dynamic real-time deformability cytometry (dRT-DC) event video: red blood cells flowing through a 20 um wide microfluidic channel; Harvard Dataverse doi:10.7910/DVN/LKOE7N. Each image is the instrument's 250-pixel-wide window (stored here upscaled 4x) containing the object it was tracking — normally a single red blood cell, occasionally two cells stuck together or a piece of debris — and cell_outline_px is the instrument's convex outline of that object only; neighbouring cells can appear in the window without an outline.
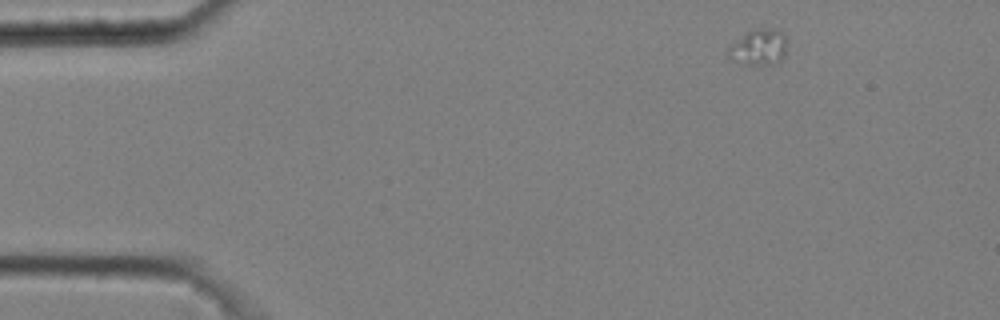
{"species": "common noctule bat (a hibernating species)", "species_latin": "Nyctalus noctula", "temperature_condition": "cold", "stored_images_in_passage": 6, "camera_frame_rate_fps": 3000, "um_per_image_px": 0.085, "animal": {"sex": "male", "body_mass_g": 20.4}, "frame": {"image": 1, "passage_image": 1, "time_ms": 0.0, "image_size_px": [1000, 320], "cell_outline_px": [[784, 56], [780, 60], [768, 64], [752, 64], [728, 56], [728, 48], [732, 44], [748, 32], [756, 28], [772, 28], [780, 32], [784, 36]], "centroid_in_image_um": [64.51, 3.98], "position_along_channel_um": 20.5, "area_um2": 11.44}}